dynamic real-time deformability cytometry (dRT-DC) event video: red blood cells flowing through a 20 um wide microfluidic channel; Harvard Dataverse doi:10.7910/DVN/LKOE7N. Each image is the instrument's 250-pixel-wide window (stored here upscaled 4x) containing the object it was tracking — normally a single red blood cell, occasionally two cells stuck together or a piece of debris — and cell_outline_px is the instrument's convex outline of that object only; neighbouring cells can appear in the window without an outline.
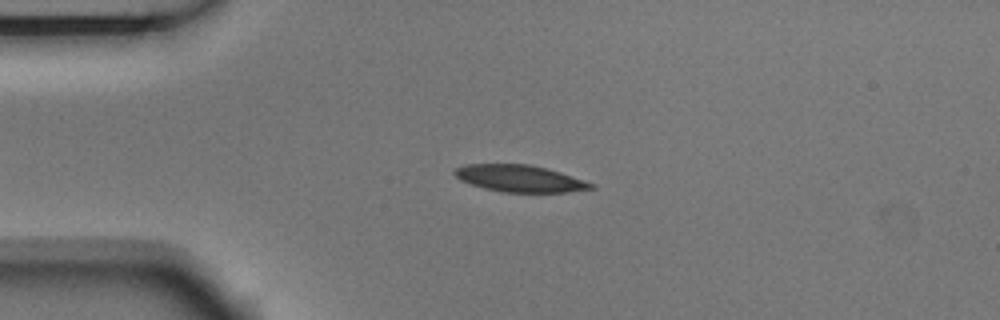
{"species": "Egyptian fruit bat (a non-hibernating species)", "species_latin": "Rousettus aegyptiacus", "temperature_condition": "room temperature", "stored_images_in_passage": 4, "camera_frame_rate_fps": 3000, "um_per_image_px": 0.085, "animal": {"sex": "male"}, "frame": {"image": 1, "passage_image": 3, "time_ms": 0.667, "image_size_px": [1000, 320], "cell_outline_px": [[596, 188], [568, 192], [500, 192], [484, 188], [460, 180], [452, 172], [456, 168], [464, 164], [528, 164], [560, 172], [596, 184]], "centroid_in_image_um": [44.19, 15.17], "position_along_channel_um": 40.8, "area_um2": 21.33}}